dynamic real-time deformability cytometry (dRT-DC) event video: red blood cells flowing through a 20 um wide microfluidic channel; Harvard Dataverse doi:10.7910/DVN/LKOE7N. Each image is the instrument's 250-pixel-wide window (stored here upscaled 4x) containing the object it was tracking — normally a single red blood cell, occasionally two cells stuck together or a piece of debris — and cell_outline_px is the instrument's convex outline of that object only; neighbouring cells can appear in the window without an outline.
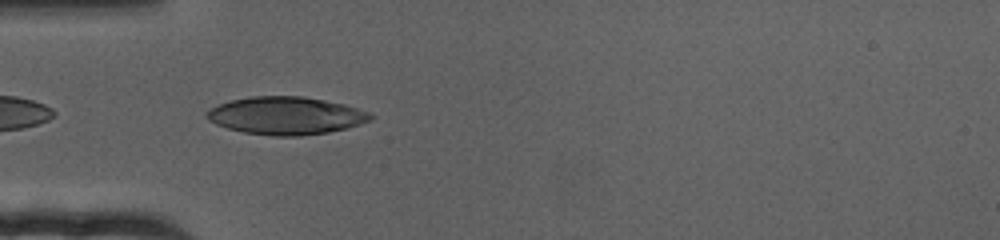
{"species": "human", "species_latin": "Homo sapiens", "temperature_condition": "cold", "stored_images_in_passage": 22, "camera_frame_rate_fps": 3000, "um_per_image_px": 0.085, "donor": {"sex": "female"}, "frame": {"image": 1, "passage_image": 3, "time_ms": 0.667, "image_size_px": [1000, 240], "cell_outline_px": [[376, 116], [372, 120], [348, 128], [328, 132], [300, 136], [276, 136], [244, 132], [228, 128], [216, 124], [208, 120], [204, 116], [204, 112], [220, 104], [232, 100], [252, 96], [304, 96], [344, 104], [368, 112]], "centroid_in_image_um": [24.32, 9.83], "position_along_channel_um": 60.7, "area_um2": 36.01}}
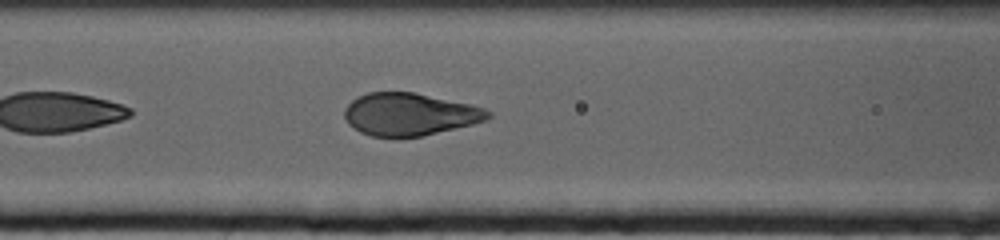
{"frame": {"image": 2, "passage_image": 11, "time_ms": 3.333, "image_size_px": [1000, 240], "cell_outline_px": [[492, 116], [484, 120], [472, 124], [420, 136], [372, 136], [360, 132], [348, 124], [344, 116], [344, 108], [356, 96], [368, 92], [412, 92], [468, 104], [484, 108], [492, 112]], "centroid_in_image_um": [34.77, 9.7], "position_along_channel_um": 131.8, "area_um2": 35.08}}
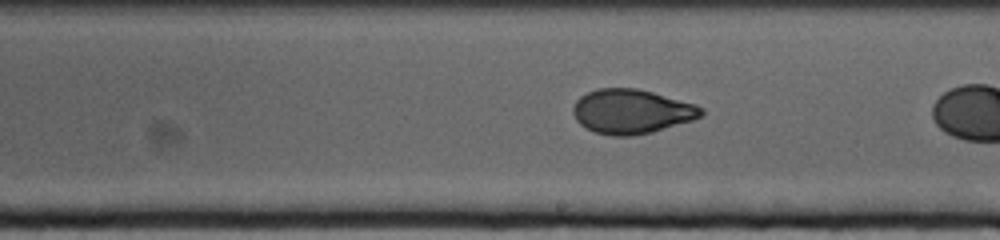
{"frame": {"image": 3, "passage_image": 19, "time_ms": 6.0, "image_size_px": [1000, 240], "cell_outline_px": [[704, 116], [692, 120], [652, 132], [632, 136], [612, 136], [596, 132], [584, 128], [576, 120], [572, 112], [572, 108], [576, 100], [580, 96], [596, 88], [636, 88], [652, 92], [696, 104], [704, 108]], "centroid_in_image_um": [53.67, 9.48], "position_along_channel_um": 235.3, "area_um2": 33.35}}